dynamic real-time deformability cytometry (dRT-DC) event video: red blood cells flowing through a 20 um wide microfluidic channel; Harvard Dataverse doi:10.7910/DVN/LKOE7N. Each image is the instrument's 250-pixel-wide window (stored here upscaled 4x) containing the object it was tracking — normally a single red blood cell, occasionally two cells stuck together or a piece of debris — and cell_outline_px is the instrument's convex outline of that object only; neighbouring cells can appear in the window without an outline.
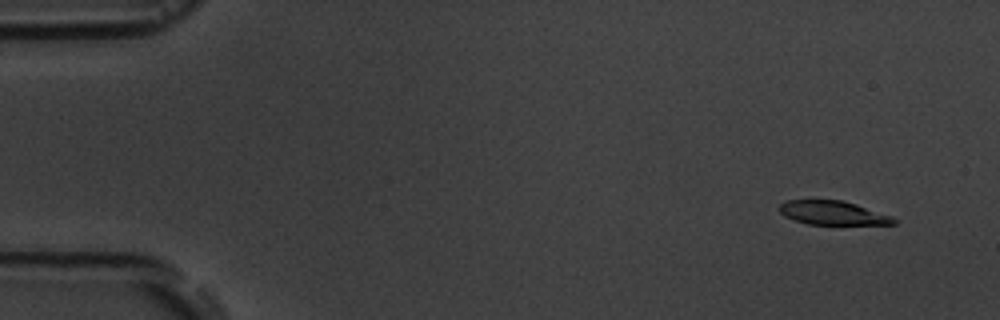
{"species": "common noctule bat (a hibernating species)", "species_latin": "Nyctalus noctula", "temperature_condition": "room temperature", "stored_images_in_passage": 5, "camera_frame_rate_fps": 3000, "um_per_image_px": 0.085, "animal": {"sex": "male", "body_mass_g": 19.5, "forearm_length_mm": 54.6}, "frame": {"image": 1, "passage_image": 1, "time_ms": 0.0, "image_size_px": [1000, 320], "cell_outline_px": [[896, 224], [808, 224], [784, 216], [776, 208], [780, 204], [788, 200], [840, 200], [856, 204], [892, 216], [896, 220]], "centroid_in_image_um": [70.76, 18.09], "position_along_channel_um": 14.2, "area_um2": 15.78}}
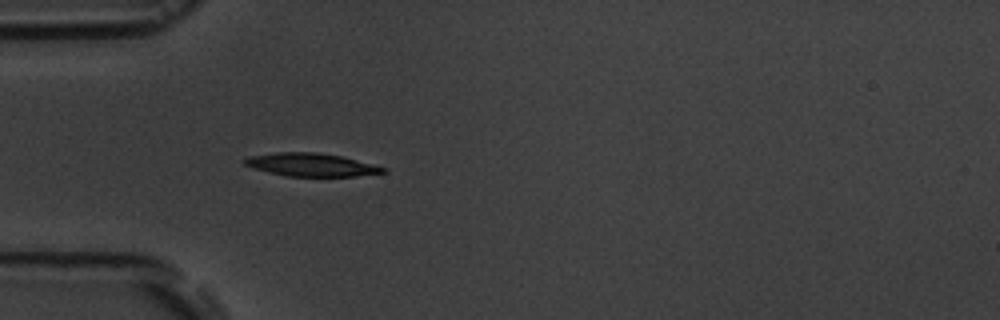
{"frame": {"image": 2, "passage_image": 5, "time_ms": 4.333, "image_size_px": [1000, 320], "cell_outline_px": [[388, 172], [356, 176], [288, 176], [268, 172], [252, 168], [244, 164], [240, 160], [248, 156], [276, 152], [316, 152], [340, 156], [388, 168]], "centroid_in_image_um": [26.41, 14.0], "position_along_channel_um": 58.6, "area_um2": 18.67}}